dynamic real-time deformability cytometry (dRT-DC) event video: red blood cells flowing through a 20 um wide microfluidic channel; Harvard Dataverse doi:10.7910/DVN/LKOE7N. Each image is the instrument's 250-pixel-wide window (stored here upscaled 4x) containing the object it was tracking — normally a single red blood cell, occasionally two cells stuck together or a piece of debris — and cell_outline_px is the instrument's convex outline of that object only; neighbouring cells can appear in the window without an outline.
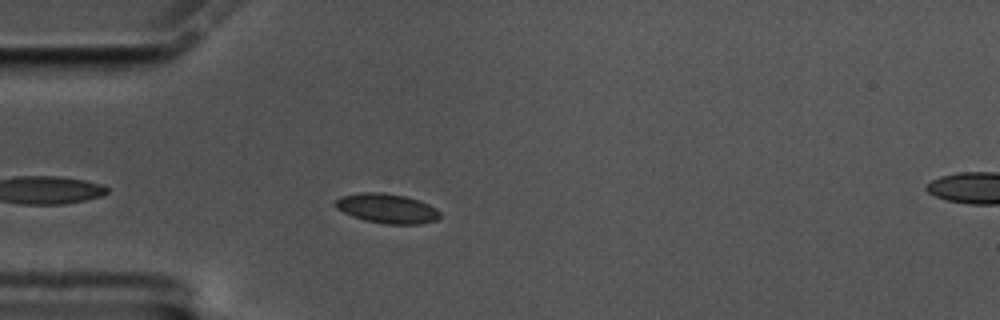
{"species": "common noctule bat (a hibernating species)", "species_latin": "Nyctalus noctula", "temperature_condition": "cold", "stored_images_in_passage": 14, "camera_frame_rate_fps": 3000, "um_per_image_px": 0.085, "animal": {"sex": "male", "body_mass_g": 17.5, "forearm_length_mm": 52.3}, "frame": {"image": 1, "passage_image": 5, "time_ms": 1.333, "image_size_px": [1000, 320], "cell_outline_px": [[440, 216], [436, 220], [420, 224], [384, 224], [364, 220], [352, 216], [336, 208], [332, 204], [340, 196], [364, 192], [384, 192], [404, 196], [428, 204], [436, 208], [440, 212]], "centroid_in_image_um": [32.86, 17.72], "position_along_channel_um": 52.1, "area_um2": 18.03}}